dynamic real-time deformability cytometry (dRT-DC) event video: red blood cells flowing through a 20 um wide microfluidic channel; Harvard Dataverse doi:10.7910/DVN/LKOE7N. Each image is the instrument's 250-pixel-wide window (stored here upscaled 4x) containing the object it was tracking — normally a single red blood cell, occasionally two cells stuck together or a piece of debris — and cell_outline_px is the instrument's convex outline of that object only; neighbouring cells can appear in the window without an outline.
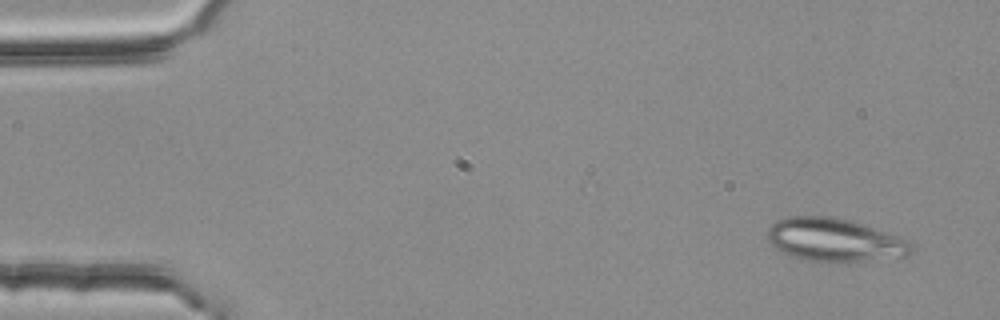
{"species": "common noctule bat (a hibernating species)", "species_latin": "Nyctalus noctula", "temperature_condition": "room temperature", "stored_images_in_passage": 4, "camera_frame_rate_fps": 3000, "um_per_image_px": 0.085, "animal": {"sex": "female", "body_mass_g": 25.1}, "frame": {"image": 1, "passage_image": 1, "time_ms": 0.0, "image_size_px": [1000, 320], "cell_outline_px": [[916, 248], [908, 256], [840, 264], [804, 260], [792, 256], [776, 248], [768, 240], [768, 228], [776, 220], [788, 216], [828, 216], [848, 220], [888, 232], [908, 240]], "centroid_in_image_um": [70.98, 20.43], "position_along_channel_um": 14.0, "area_um2": 36.76}}